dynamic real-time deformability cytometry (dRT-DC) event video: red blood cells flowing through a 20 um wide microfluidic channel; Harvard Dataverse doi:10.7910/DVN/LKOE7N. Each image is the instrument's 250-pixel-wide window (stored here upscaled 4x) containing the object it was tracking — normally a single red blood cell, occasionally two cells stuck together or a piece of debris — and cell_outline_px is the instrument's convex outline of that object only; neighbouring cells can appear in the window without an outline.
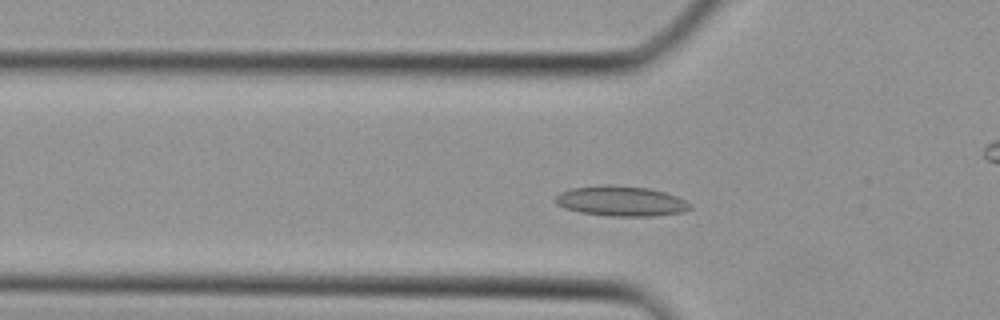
{"species": "Egyptian fruit bat (a non-hibernating species)", "species_latin": "Rousettus aegyptiacus", "temperature_condition": "cold", "stored_images_in_passage": 32, "camera_frame_rate_fps": 3000, "um_per_image_px": 0.085, "animal": {"sex": "female"}, "frame": {"image": 1, "passage_image": 5, "time_ms": 1.333, "image_size_px": [1000, 320], "cell_outline_px": [[692, 208], [684, 212], [656, 216], [612, 216], [580, 212], [564, 208], [556, 204], [556, 196], [560, 192], [572, 188], [608, 184], [648, 188], [664, 192], [676, 196], [692, 204]], "centroid_in_image_um": [52.81, 17.1], "position_along_channel_um": 73.0, "area_um2": 23.64}}
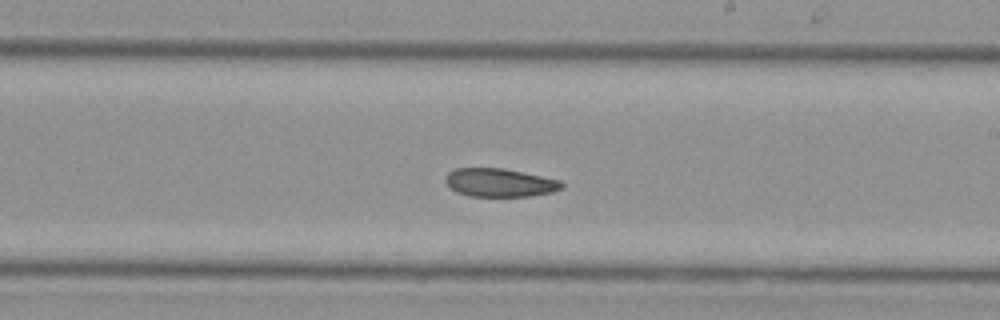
{"frame": {"image": 2, "passage_image": 15, "time_ms": 4.667, "image_size_px": [1000, 320], "cell_outline_px": [[564, 184], [560, 188], [552, 192], [532, 196], [468, 196], [456, 192], [448, 188], [444, 180], [444, 176], [448, 172], [456, 168], [504, 168], [560, 180]], "centroid_in_image_um": [42.41, 15.52], "position_along_channel_um": 246.6, "area_um2": 19.36}}
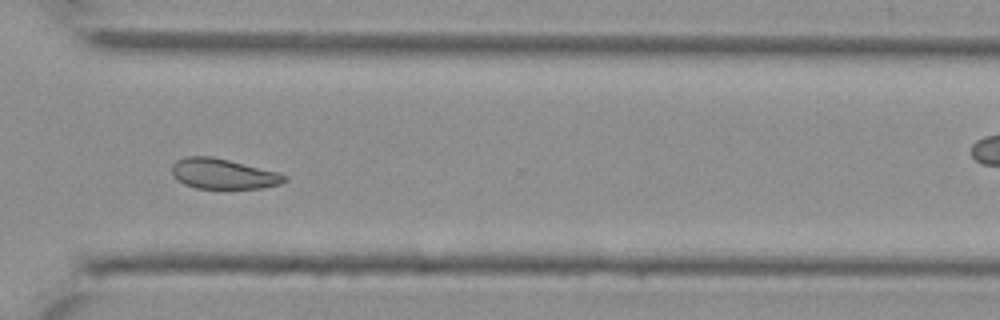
{"frame": {"image": 3, "passage_image": 21, "time_ms": 6.667, "image_size_px": [1000, 320], "cell_outline_px": [[288, 180], [280, 184], [260, 188], [196, 188], [184, 184], [176, 180], [172, 172], [172, 164], [176, 160], [188, 156], [212, 156], [276, 172], [288, 176]], "centroid_in_image_um": [18.94, 14.78], "position_along_channel_um": 351.7, "area_um2": 19.71}}